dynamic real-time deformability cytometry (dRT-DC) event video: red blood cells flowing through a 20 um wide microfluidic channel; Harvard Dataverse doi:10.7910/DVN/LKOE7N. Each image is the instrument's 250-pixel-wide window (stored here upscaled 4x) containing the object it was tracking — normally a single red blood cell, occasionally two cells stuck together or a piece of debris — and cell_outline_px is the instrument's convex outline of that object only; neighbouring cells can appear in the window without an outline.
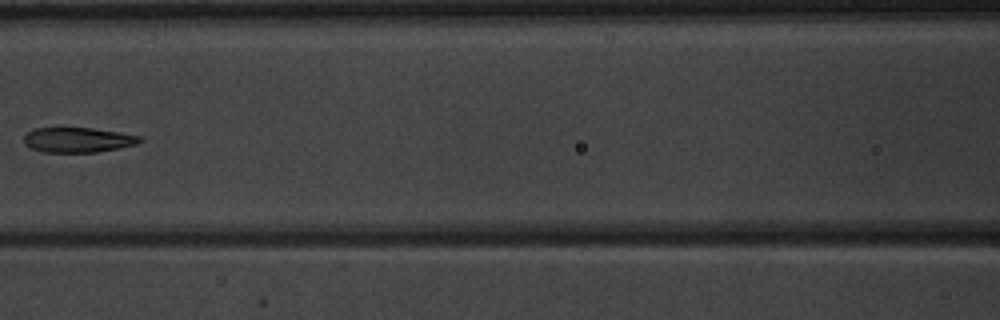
{"species": "common noctule bat (a hibernating species)", "species_latin": "Nyctalus noctula", "temperature_condition": "warm", "stored_images_in_passage": 7, "camera_frame_rate_fps": 3000, "um_per_image_px": 0.085, "animal": {"sex": "male", "body_mass_g": 20.1, "forearm_length_mm": 53.5}, "frame": {"image": 1, "passage_image": 7, "time_ms": 7.0, "image_size_px": [1000, 320], "cell_outline_px": [[144, 140], [136, 144], [120, 148], [96, 152], [40, 152], [24, 144], [24, 136], [28, 132], [36, 128], [60, 124], [92, 128], [120, 132], [140, 136]], "centroid_in_image_um": [6.58, 11.84], "position_along_channel_um": 160.0, "area_um2": 17.69}}